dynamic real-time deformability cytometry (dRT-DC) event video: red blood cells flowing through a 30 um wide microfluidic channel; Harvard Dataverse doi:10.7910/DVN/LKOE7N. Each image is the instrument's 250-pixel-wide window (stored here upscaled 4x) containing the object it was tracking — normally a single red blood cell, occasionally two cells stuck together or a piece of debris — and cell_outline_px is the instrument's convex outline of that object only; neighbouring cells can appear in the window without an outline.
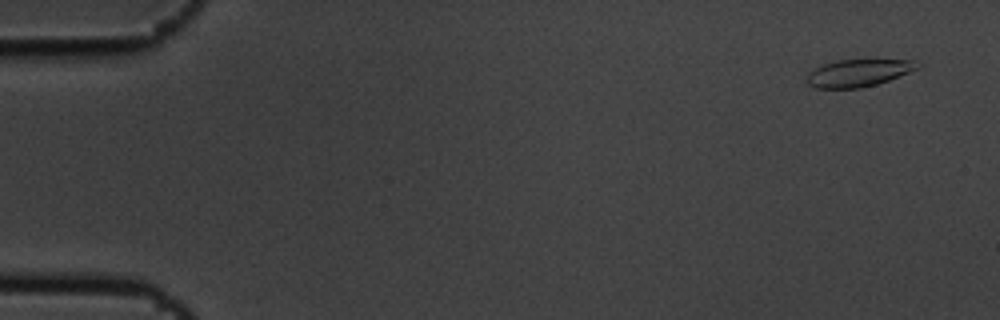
{"species": "common noctule bat (a hibernating species)", "species_latin": "Nyctalus noctula", "temperature_condition": "cold", "stored_images_in_passage": 4, "camera_frame_rate_fps": 3000, "um_per_image_px": 0.085, "animal": {"sex": "male", "body_mass_g": 19.5, "forearm_length_mm": 54.6}, "frame": {"image": 1, "passage_image": 1, "time_ms": 0.0, "image_size_px": [1000, 320], "cell_outline_px": [[920, 64], [916, 68], [908, 72], [888, 80], [876, 84], [860, 88], [816, 88], [808, 84], [808, 72], [824, 64], [840, 60], [916, 60]], "centroid_in_image_um": [72.95, 6.2], "position_along_channel_um": 12.1, "area_um2": 17.17}}